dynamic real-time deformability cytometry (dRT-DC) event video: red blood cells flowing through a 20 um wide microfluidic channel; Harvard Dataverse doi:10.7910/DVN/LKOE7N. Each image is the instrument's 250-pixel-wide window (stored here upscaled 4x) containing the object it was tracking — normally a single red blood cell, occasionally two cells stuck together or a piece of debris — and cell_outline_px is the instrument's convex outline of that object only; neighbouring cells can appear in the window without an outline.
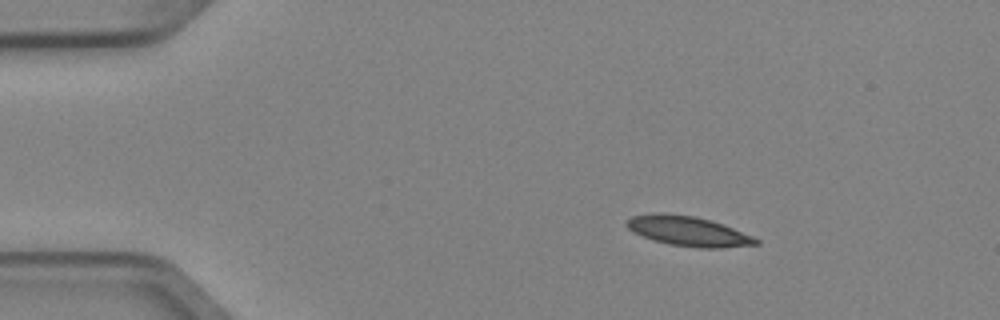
{"species": "Egyptian fruit bat (a non-hibernating species)", "species_latin": "Rousettus aegyptiacus", "temperature_condition": "cold", "stored_images_in_passage": 3, "camera_frame_rate_fps": 3000, "um_per_image_px": 0.085, "animal": {"sex": "female"}, "frame": {"image": 1, "passage_image": 1, "time_ms": 0.0, "image_size_px": [1000, 320], "cell_outline_px": [[760, 244], [720, 248], [700, 248], [668, 244], [652, 240], [632, 232], [624, 224], [632, 216], [692, 216], [708, 220], [732, 228], [752, 236], [760, 240]], "centroid_in_image_um": [58.55, 19.72], "position_along_channel_um": 26.4, "area_um2": 21.39}}